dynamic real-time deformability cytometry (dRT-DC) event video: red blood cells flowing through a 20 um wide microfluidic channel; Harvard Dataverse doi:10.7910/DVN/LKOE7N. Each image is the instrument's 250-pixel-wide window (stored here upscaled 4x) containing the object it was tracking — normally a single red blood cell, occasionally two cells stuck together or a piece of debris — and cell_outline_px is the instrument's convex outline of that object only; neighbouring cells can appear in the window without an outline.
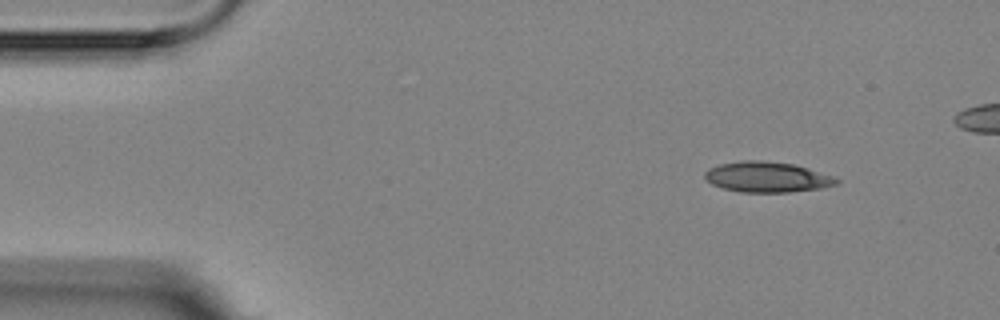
{"species": "Egyptian fruit bat (a non-hibernating species)", "species_latin": "Rousettus aegyptiacus", "temperature_condition": "room temperature", "stored_images_in_passage": 7, "camera_frame_rate_fps": 3000, "um_per_image_px": 0.085, "animal": {"sex": "female"}, "frame": {"image": 1, "passage_image": 1, "time_ms": 0.0, "image_size_px": [1000, 320], "cell_outline_px": [[840, 180], [836, 184], [820, 188], [788, 192], [740, 192], [724, 188], [712, 184], [704, 176], [704, 172], [708, 168], [720, 164], [740, 160], [764, 160], [792, 164], [808, 168], [832, 176]], "centroid_in_image_um": [65.17, 15.04], "position_along_channel_um": 19.8, "area_um2": 23.24}}
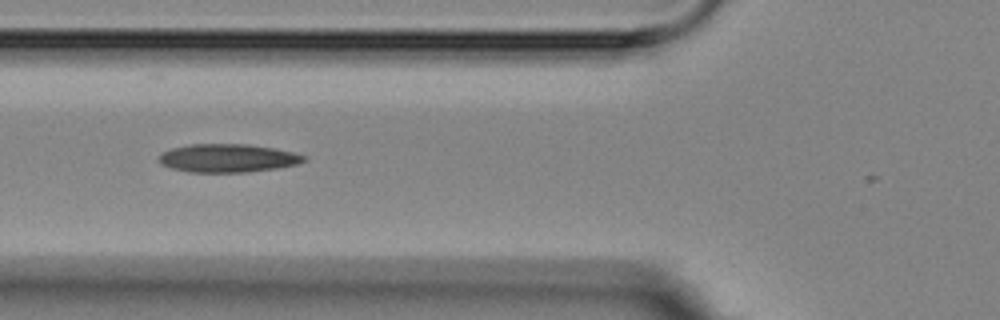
{"frame": {"image": 2, "passage_image": 5, "time_ms": 4.667, "image_size_px": [1000, 320], "cell_outline_px": [[308, 160], [296, 164], [276, 168], [244, 172], [188, 172], [172, 168], [160, 164], [156, 160], [164, 152], [172, 148], [188, 144], [248, 144], [272, 148], [292, 152], [308, 156]], "centroid_in_image_um": [19.35, 13.44], "position_along_channel_um": 106.5, "area_um2": 23.87}}
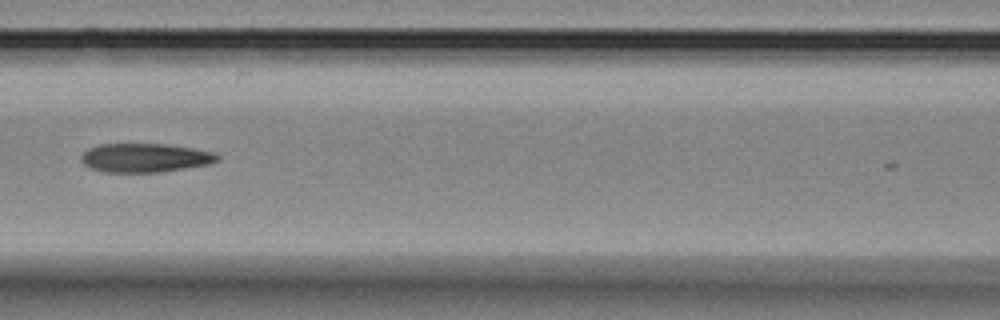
{"frame": {"image": 3, "passage_image": 6, "time_ms": 6.0, "image_size_px": [1000, 320], "cell_outline_px": [[220, 160], [208, 164], [160, 172], [104, 172], [92, 168], [84, 164], [80, 160], [80, 156], [88, 148], [100, 144], [164, 144], [192, 148], [212, 152], [220, 156]], "centroid_in_image_um": [12.3, 13.41], "position_along_channel_um": 154.3, "area_um2": 22.77}}